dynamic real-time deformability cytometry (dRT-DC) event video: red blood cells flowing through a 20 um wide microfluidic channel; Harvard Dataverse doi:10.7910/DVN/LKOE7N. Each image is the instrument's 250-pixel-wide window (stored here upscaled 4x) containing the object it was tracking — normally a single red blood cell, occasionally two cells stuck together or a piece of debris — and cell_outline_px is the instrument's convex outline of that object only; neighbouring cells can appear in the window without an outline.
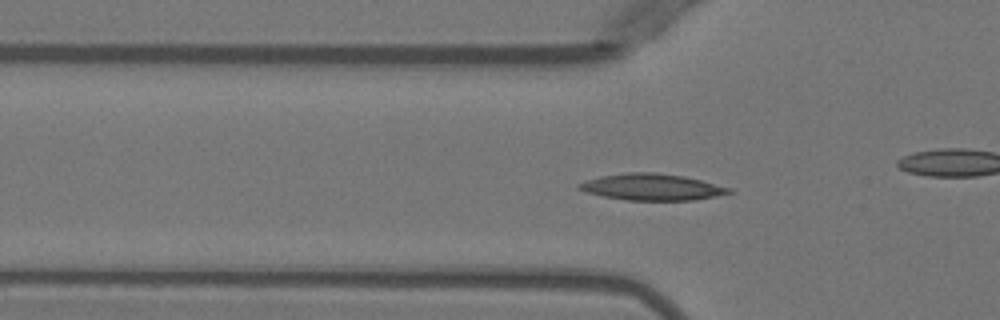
{"species": "Egyptian fruit bat (a non-hibernating species)", "species_latin": "Rousettus aegyptiacus", "temperature_condition": "warm", "stored_images_in_passage": 49, "camera_frame_rate_fps": 3000, "um_per_image_px": 0.085, "animal": {"sex": "female"}, "frame": {"image": 1, "passage_image": 16, "time_ms": 5.0, "image_size_px": [1000, 320], "cell_outline_px": [[732, 192], [716, 196], [692, 200], [628, 200], [604, 196], [584, 192], [576, 188], [576, 184], [584, 180], [600, 176], [628, 172], [656, 172], [684, 176], [732, 188]], "centroid_in_image_um": [55.35, 15.89], "position_along_channel_um": 70.4, "area_um2": 23.18}}
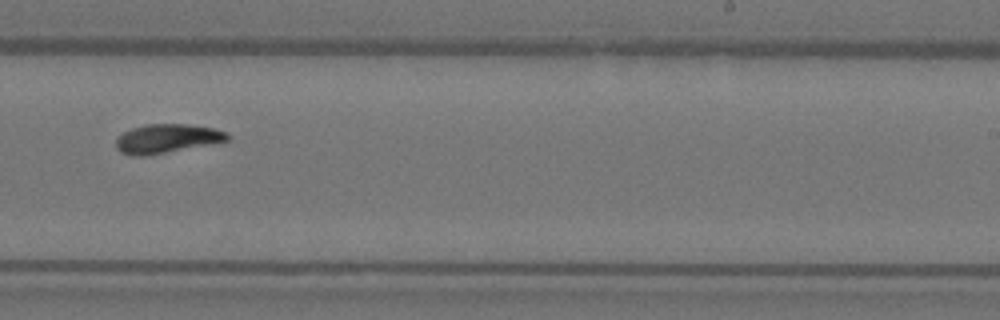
{"frame": {"image": 2, "passage_image": 30, "time_ms": 9.667, "image_size_px": [1000, 320], "cell_outline_px": [[228, 140], [144, 156], [132, 156], [120, 152], [116, 148], [116, 140], [124, 132], [132, 128], [144, 124], [188, 124], [216, 128], [228, 132]], "centroid_in_image_um": [14.16, 11.76], "position_along_channel_um": 274.8, "area_um2": 18.55}}
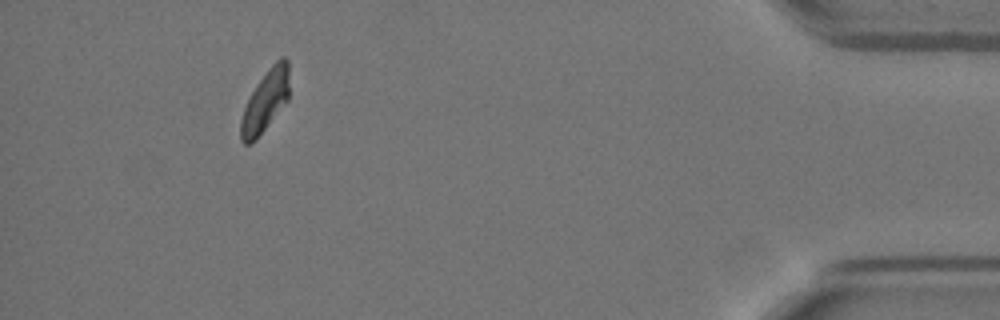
{"frame": {"image": 3, "passage_image": 45, "time_ms": 14.667, "image_size_px": [1000, 320], "cell_outline_px": [[288, 100], [256, 140], [252, 144], [244, 144], [240, 140], [240, 120], [244, 108], [256, 84], [268, 68], [280, 56], [284, 56], [288, 60]], "centroid_in_image_um": [22.54, 8.6], "position_along_channel_um": 412.7, "area_um2": 17.4}, "authors_computed_cell_mechanics": {"area_um2": 19.4786, "velocity_mm_per_s": 3.9723, "shape_relaxation_time_tau1_ms": 2.0428, "shape_relaxation_time_tau2_ms": 1.3811, "deformation_change_tau1": 0.1016, "deformation_change_tau2": 0.0709}}